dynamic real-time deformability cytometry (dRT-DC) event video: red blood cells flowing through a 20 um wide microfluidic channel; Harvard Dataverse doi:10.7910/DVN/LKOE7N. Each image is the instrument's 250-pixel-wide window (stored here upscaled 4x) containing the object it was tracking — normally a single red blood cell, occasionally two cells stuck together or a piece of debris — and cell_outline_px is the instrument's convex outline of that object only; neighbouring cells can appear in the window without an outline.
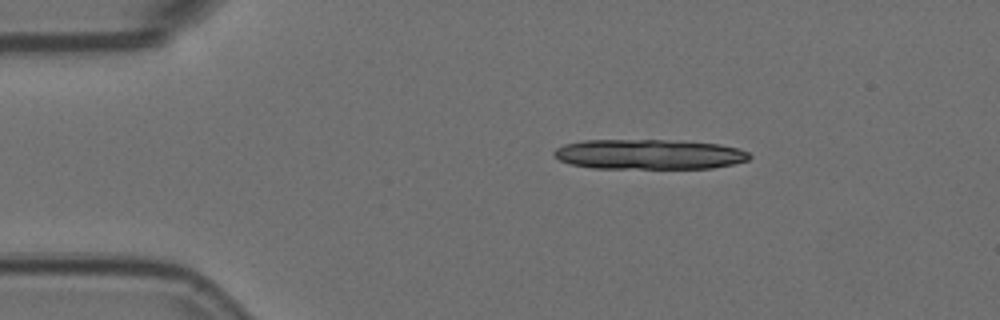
{"species": "Egyptian fruit bat (a non-hibernating species)", "species_latin": "Rousettus aegyptiacus", "temperature_condition": "room temperature", "stored_images_in_passage": 7, "camera_frame_rate_fps": 3000, "um_per_image_px": 0.085, "animal": {"sex": "female"}, "frame": {"image": 1, "passage_image": 1, "time_ms": 0.0, "image_size_px": [1000, 320], "cell_outline_px": [[752, 156], [748, 160], [732, 164], [712, 168], [592, 168], [572, 164], [560, 160], [552, 152], [556, 148], [564, 144], [584, 140], [680, 140], [720, 144], [740, 148], [748, 152]], "centroid_in_image_um": [55.2, 13.11], "position_along_channel_um": 29.8, "area_um2": 34.33}}
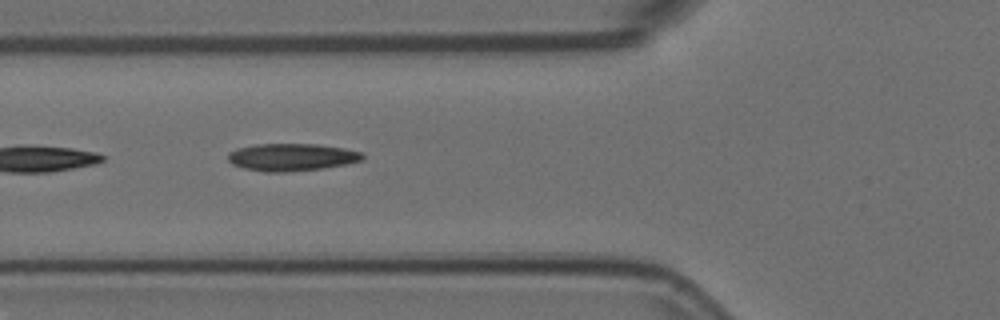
{"frame": {"image": 2, "passage_image": 4, "time_ms": 1.0, "image_size_px": [1000, 320], "cell_outline_px": [[364, 160], [324, 168], [288, 172], [264, 172], [244, 168], [232, 164], [228, 160], [228, 152], [236, 148], [256, 144], [316, 144], [344, 148], [360, 152], [364, 156]], "centroid_in_image_um": [24.76, 13.36], "position_along_channel_um": 101.0, "area_um2": 21.56}}
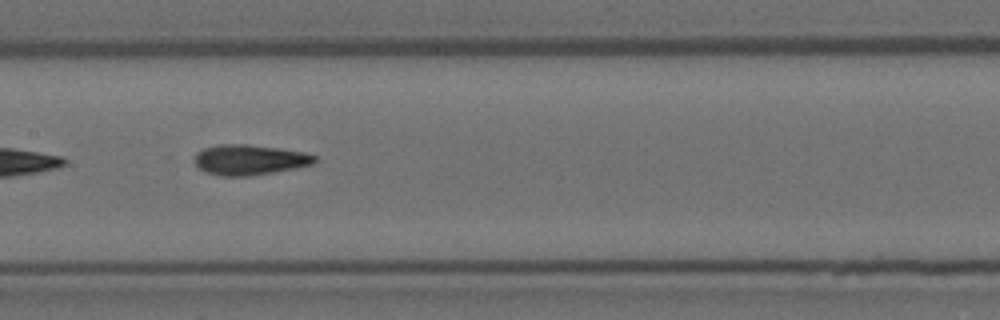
{"frame": {"image": 3, "passage_image": 6, "time_ms": 1.667, "image_size_px": [1000, 320], "cell_outline_px": [[316, 160], [312, 164], [296, 168], [248, 176], [220, 176], [208, 172], [200, 168], [196, 164], [196, 152], [204, 148], [220, 144], [248, 144], [280, 148], [304, 152], [316, 156]], "centroid_in_image_um": [21.23, 13.57], "position_along_channel_um": 186.2, "area_um2": 21.04}}